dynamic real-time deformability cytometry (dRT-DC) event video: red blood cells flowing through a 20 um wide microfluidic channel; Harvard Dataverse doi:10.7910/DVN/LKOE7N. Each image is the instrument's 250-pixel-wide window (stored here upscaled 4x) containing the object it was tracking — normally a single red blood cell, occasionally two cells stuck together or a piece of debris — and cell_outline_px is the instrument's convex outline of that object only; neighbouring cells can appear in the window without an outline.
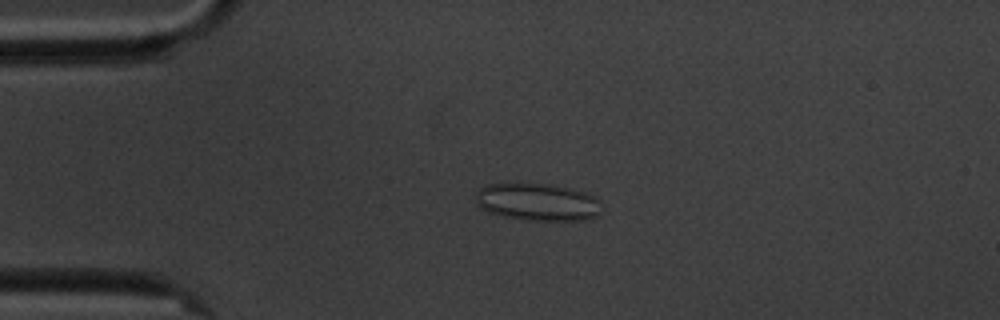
{"species": "common noctule bat (a hibernating species)", "species_latin": "Nyctalus noctula", "temperature_condition": "cold", "stored_images_in_passage": 4, "camera_frame_rate_fps": 3000, "um_per_image_px": 0.085, "animal": {"sex": "male", "body_mass_g": 20.1, "forearm_length_mm": 53.5}, "frame": {"image": 1, "passage_image": 3, "time_ms": 2.333, "image_size_px": [1000, 320], "cell_outline_px": [[600, 212], [596, 216], [584, 220], [528, 220], [504, 216], [488, 212], [480, 208], [476, 200], [476, 192], [484, 184], [548, 184], [584, 192], [600, 200]], "centroid_in_image_um": [45.67, 17.18], "position_along_channel_um": 39.3, "area_um2": 27.17}}